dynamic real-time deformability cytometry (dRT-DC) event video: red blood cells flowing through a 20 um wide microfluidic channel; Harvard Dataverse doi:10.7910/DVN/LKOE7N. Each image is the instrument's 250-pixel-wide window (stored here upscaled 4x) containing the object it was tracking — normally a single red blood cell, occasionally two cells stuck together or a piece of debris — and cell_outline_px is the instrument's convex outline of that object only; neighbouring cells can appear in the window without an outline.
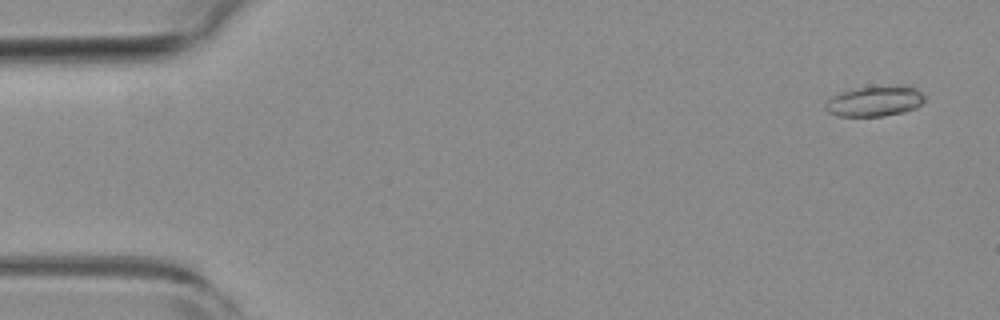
{"species": "common noctule bat (a hibernating species)", "species_latin": "Nyctalus noctula", "temperature_condition": "room temperature", "stored_images_in_passage": 55, "camera_frame_rate_fps": 3000, "um_per_image_px": 0.085, "animal": {"sex": "female", "body_mass_g": 19.3, "forearm_length_mm": 54.1}, "frame": {"image": 1, "passage_image": 3, "time_ms": 0.667, "image_size_px": [1000, 320], "cell_outline_px": [[924, 100], [916, 108], [904, 112], [884, 116], [840, 116], [828, 112], [824, 108], [824, 104], [832, 96], [840, 92], [856, 88], [916, 88], [924, 96]], "centroid_in_image_um": [74.28, 8.65], "position_along_channel_um": 10.7, "area_um2": 16.88}}
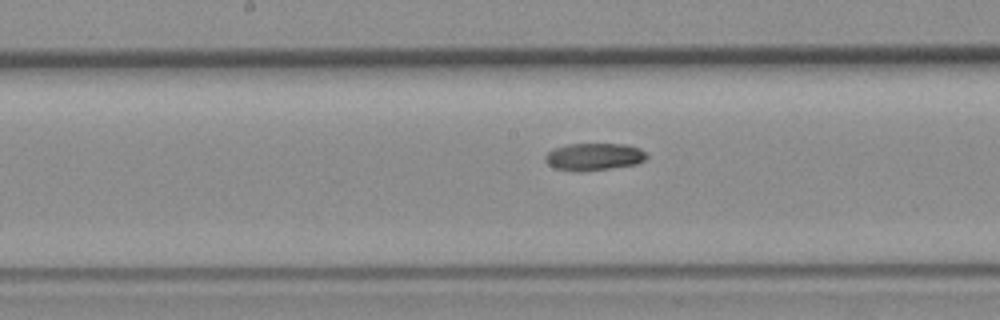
{"frame": {"image": 2, "passage_image": 28, "time_ms": 9.0, "image_size_px": [1000, 320], "cell_outline_px": [[648, 156], [644, 160], [636, 164], [580, 172], [576, 172], [556, 168], [548, 164], [544, 160], [544, 156], [548, 152], [556, 148], [568, 144], [628, 144], [640, 148]], "centroid_in_image_um": [50.48, 13.32], "position_along_channel_um": 197.7, "area_um2": 16.07}}
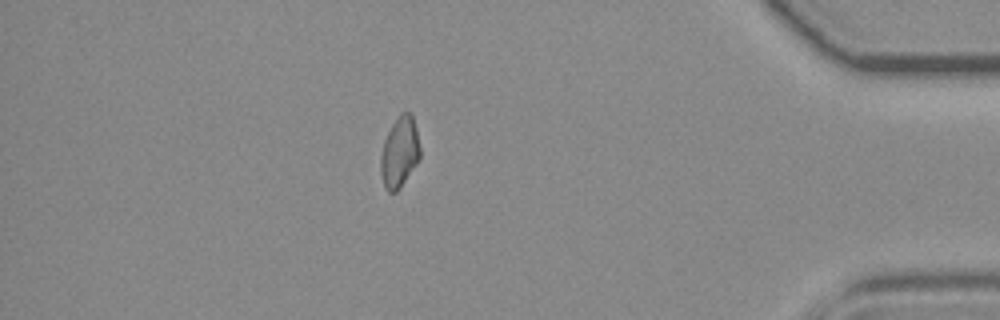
{"frame": {"image": 3, "passage_image": 48, "time_ms": 15.667, "image_size_px": [1000, 320], "cell_outline_px": [[420, 156], [416, 164], [400, 188], [396, 192], [388, 192], [384, 188], [380, 172], [380, 156], [384, 140], [392, 124], [400, 112], [412, 112], [416, 128], [420, 148]], "centroid_in_image_um": [33.95, 12.93], "position_along_channel_um": 401.3, "area_um2": 16.36}}